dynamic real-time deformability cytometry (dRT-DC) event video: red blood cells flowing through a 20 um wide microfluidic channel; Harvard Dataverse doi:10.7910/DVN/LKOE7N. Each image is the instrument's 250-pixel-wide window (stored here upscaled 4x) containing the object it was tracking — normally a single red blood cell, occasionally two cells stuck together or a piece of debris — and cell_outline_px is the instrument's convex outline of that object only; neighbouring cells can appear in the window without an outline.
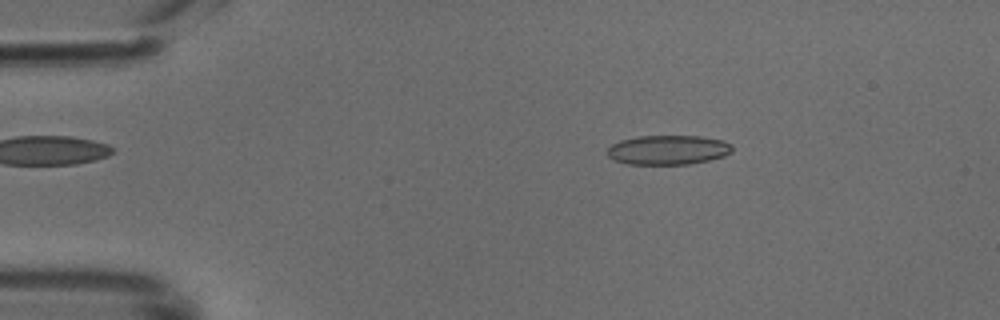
{"species": "common noctule bat (a hibernating species)", "species_latin": "Nyctalus noctula", "temperature_condition": "cold", "stored_images_in_passage": 48, "camera_frame_rate_fps": 3000, "um_per_image_px": 0.085, "animal": {"sex": "male", "body_mass_g": 18.8}, "frame": {"image": 1, "passage_image": 8, "time_ms": 2.333, "image_size_px": [1000, 320], "cell_outline_px": [[732, 152], [724, 156], [708, 160], [688, 164], [628, 164], [612, 160], [608, 156], [608, 148], [612, 144], [620, 140], [636, 136], [700, 136], [724, 140], [732, 144]], "centroid_in_image_um": [56.78, 12.74], "position_along_channel_um": 28.2, "area_um2": 21.56}}
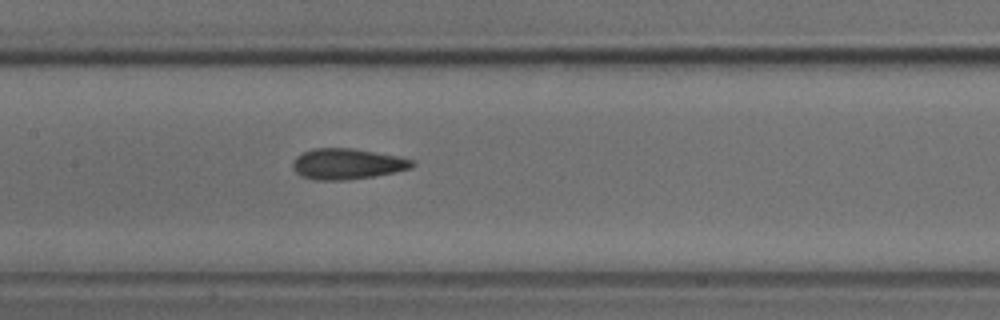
{"frame": {"image": 2, "passage_image": 23, "time_ms": 7.333, "image_size_px": [1000, 320], "cell_outline_px": [[416, 164], [408, 168], [392, 172], [372, 176], [344, 180], [316, 180], [300, 176], [292, 168], [292, 164], [296, 156], [312, 148], [352, 148], [396, 156], [412, 160]], "centroid_in_image_um": [29.43, 13.93], "position_along_channel_um": 178.0, "area_um2": 21.1}}
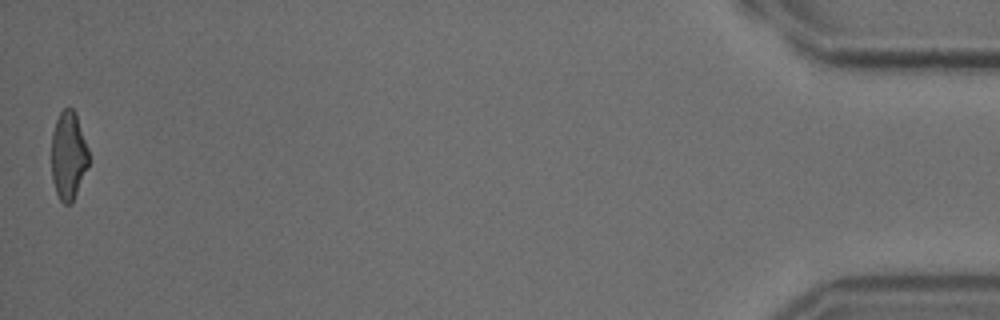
{"frame": {"image": 3, "passage_image": 48, "time_ms": 15.667, "image_size_px": [1000, 320], "cell_outline_px": [[88, 164], [72, 204], [64, 204], [60, 200], [56, 192], [52, 180], [52, 132], [56, 120], [60, 112], [64, 108], [72, 108], [76, 112], [88, 148]], "centroid_in_image_um": [5.81, 13.21], "position_along_channel_um": 429.4, "area_um2": 19.07}}